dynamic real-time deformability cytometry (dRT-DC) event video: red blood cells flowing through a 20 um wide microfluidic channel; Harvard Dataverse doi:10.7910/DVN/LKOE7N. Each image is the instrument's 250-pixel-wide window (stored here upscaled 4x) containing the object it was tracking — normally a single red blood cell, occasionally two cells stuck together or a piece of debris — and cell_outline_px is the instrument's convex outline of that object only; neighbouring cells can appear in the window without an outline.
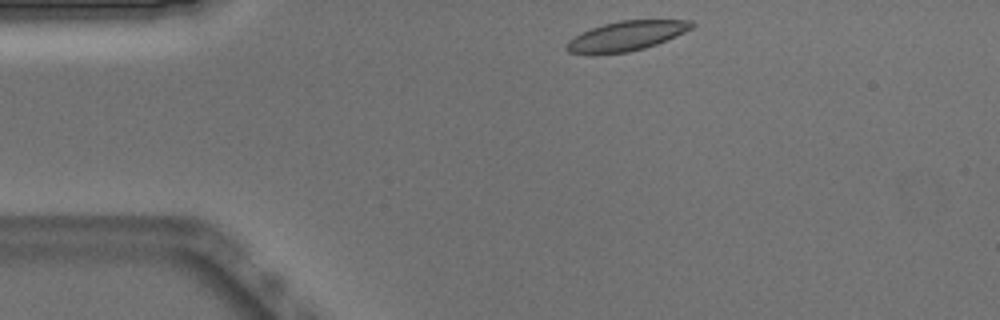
{"species": "Egyptian fruit bat (a non-hibernating species)", "species_latin": "Rousettus aegyptiacus", "temperature_condition": "warm", "stored_images_in_passage": 43, "camera_frame_rate_fps": 3000, "um_per_image_px": 0.085, "animal": {"sex": "male"}, "frame": {"image": 1, "passage_image": 1, "time_ms": 0.0, "image_size_px": [1000, 320], "cell_outline_px": [[696, 24], [692, 28], [676, 36], [656, 44], [644, 48], [628, 52], [596, 56], [592, 56], [568, 52], [564, 48], [564, 44], [568, 40], [580, 32], [604, 24], [620, 20], [692, 20]], "centroid_in_image_um": [53.16, 3.09], "position_along_channel_um": 31.8, "area_um2": 22.14}}
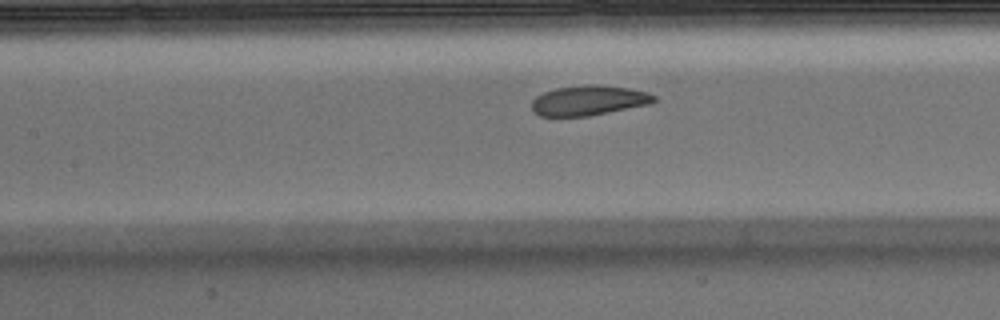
{"frame": {"image": 2, "passage_image": 14, "time_ms": 4.333, "image_size_px": [1000, 320], "cell_outline_px": [[656, 100], [648, 104], [588, 116], [540, 116], [532, 108], [532, 100], [536, 96], [544, 92], [556, 88], [584, 84], [596, 84], [628, 88], [648, 92], [656, 96]], "centroid_in_image_um": [50.03, 8.52], "position_along_channel_um": 157.4, "area_um2": 21.21}}
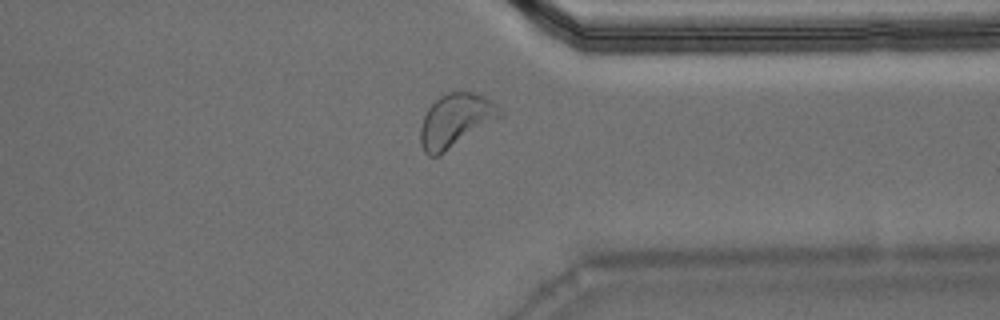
{"frame": {"image": 3, "passage_image": 31, "time_ms": 10.0, "image_size_px": [1000, 320], "cell_outline_px": [[504, 116], [440, 156], [428, 156], [424, 152], [420, 144], [420, 128], [424, 116], [428, 108], [440, 96], [448, 92], [464, 88], [484, 96], [492, 100], [504, 112]], "centroid_in_image_um": [38.76, 10.22], "position_along_channel_um": 372.6, "area_um2": 25.55}, "authors_computed_cell_mechanics": {"area_um2": 22.1374, "velocity_mm_per_s": 3.8604, "shape_relaxation_time_tau1_ms": 2.7784, "shape_relaxation_time_tau2_ms": 2.7409, "deformation_change_tau1": 0.0969, "deformation_change_tau2": 0.0777}}